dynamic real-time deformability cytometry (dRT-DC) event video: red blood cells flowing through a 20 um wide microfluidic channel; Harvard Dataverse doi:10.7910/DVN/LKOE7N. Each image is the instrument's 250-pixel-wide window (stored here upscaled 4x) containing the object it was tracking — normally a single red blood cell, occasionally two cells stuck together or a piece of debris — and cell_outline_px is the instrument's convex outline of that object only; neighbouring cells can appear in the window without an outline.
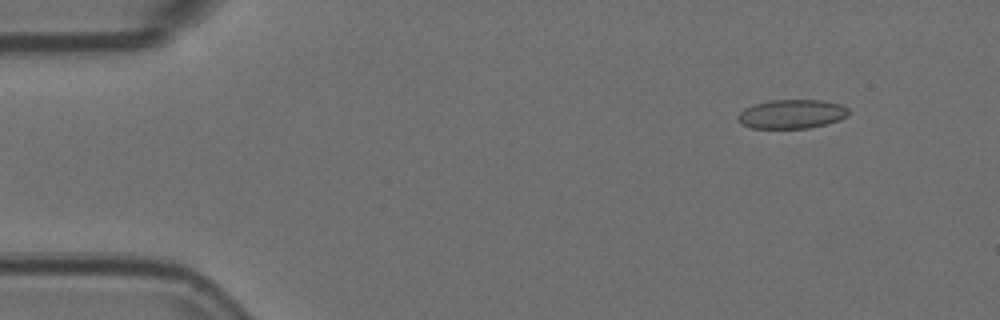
{"species": "Egyptian fruit bat (a non-hibernating species)", "species_latin": "Rousettus aegyptiacus", "temperature_condition": "room temperature", "stored_images_in_passage": 8, "camera_frame_rate_fps": 3000, "um_per_image_px": 0.085, "animal": {"sex": "female"}, "frame": {"image": 1, "passage_image": 6, "time_ms": 1.667, "image_size_px": [1000, 320], "cell_outline_px": [[848, 116], [840, 120], [808, 128], [752, 128], [740, 124], [736, 116], [744, 108], [752, 104], [768, 100], [820, 100], [840, 104], [848, 108]], "centroid_in_image_um": [67.26, 9.69], "position_along_channel_um": 17.7, "area_um2": 18.84}}